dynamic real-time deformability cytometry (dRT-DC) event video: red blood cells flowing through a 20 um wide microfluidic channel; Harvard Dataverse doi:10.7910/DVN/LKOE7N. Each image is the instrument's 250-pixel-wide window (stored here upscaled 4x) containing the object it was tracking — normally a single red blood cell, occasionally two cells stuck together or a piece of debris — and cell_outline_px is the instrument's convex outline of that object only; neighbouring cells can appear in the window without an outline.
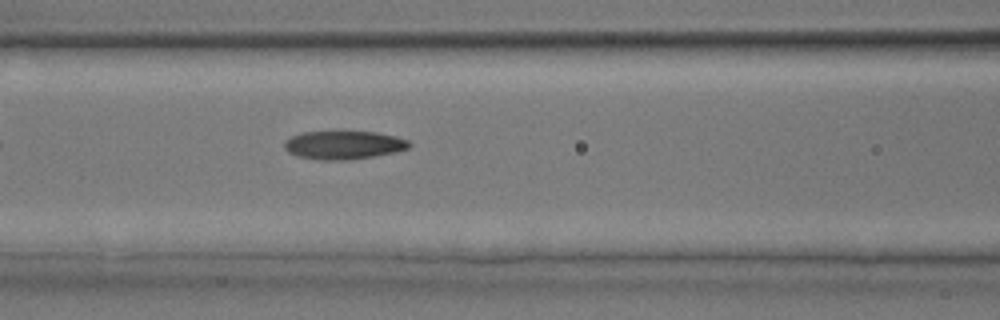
{"species": "common noctule bat (a hibernating species)", "species_latin": "Nyctalus noctula", "temperature_condition": "room temperature", "stored_images_in_passage": 6, "camera_frame_rate_fps": 3000, "um_per_image_px": 0.085, "animal": {"sex": "male", "body_mass_g": 17.9, "forearm_length_mm": 54.2}, "frame": {"image": 1, "passage_image": 6, "time_ms": 6.333, "image_size_px": [1000, 320], "cell_outline_px": [[412, 144], [408, 148], [396, 152], [376, 156], [348, 160], [320, 160], [300, 156], [288, 152], [284, 148], [284, 140], [300, 132], [344, 128], [376, 132], [396, 136], [408, 140]], "centroid_in_image_um": [29.21, 12.27], "position_along_channel_um": 137.4, "area_um2": 21.79}}